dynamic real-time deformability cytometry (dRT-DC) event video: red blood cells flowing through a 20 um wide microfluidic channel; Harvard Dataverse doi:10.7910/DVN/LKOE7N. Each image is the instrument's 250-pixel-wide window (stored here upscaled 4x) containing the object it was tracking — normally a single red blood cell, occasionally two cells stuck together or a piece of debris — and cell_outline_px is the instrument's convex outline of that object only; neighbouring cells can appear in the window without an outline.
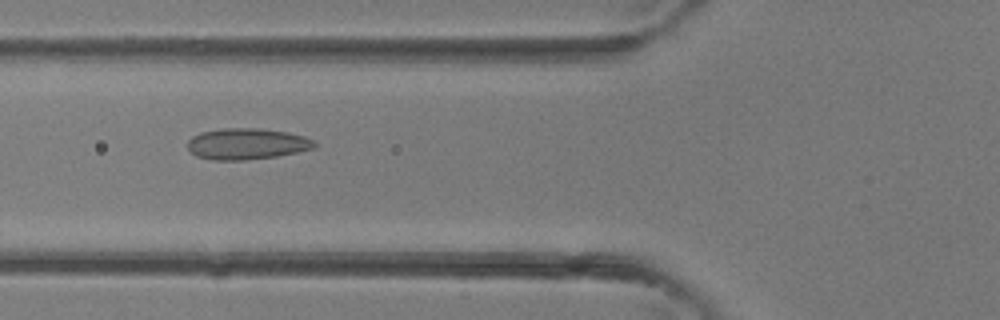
{"species": "common noctule bat (a hibernating species)", "species_latin": "Nyctalus noctula", "temperature_condition": "room temperature", "stored_images_in_passage": 5, "camera_frame_rate_fps": 3000, "um_per_image_px": 0.085, "animal": {"sex": "female"}, "frame": {"image": 1, "passage_image": 4, "time_ms": 1.0, "image_size_px": [1000, 320], "cell_outline_px": [[316, 148], [276, 156], [244, 160], [212, 160], [196, 156], [188, 148], [188, 140], [192, 136], [200, 132], [224, 128], [260, 128], [288, 132], [304, 136], [312, 140], [316, 144]], "centroid_in_image_um": [20.97, 12.22], "position_along_channel_um": 104.8, "area_um2": 23.06}}